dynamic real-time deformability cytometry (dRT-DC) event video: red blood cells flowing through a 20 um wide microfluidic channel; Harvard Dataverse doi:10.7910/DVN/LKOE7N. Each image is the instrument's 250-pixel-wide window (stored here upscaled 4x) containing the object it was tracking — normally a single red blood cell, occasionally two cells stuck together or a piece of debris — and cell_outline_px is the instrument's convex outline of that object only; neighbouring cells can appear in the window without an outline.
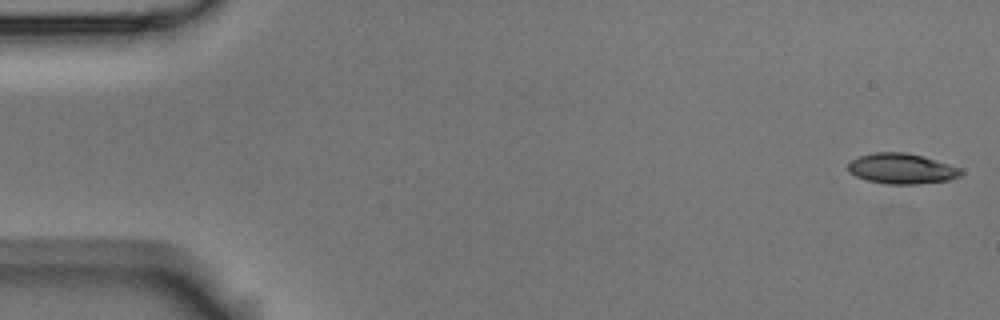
{"species": "Egyptian fruit bat (a non-hibernating species)", "species_latin": "Rousettus aegyptiacus", "temperature_condition": "room temperature", "stored_images_in_passage": 4, "camera_frame_rate_fps": 3000, "um_per_image_px": 0.085, "animal": {"sex": "male"}, "frame": {"image": 1, "passage_image": 1, "time_ms": 0.0, "image_size_px": [1000, 320], "cell_outline_px": [[964, 172], [960, 176], [948, 180], [916, 184], [888, 184], [868, 180], [856, 176], [848, 168], [848, 164], [852, 160], [860, 156], [876, 152], [904, 152], [920, 156], [948, 164], [960, 168]], "centroid_in_image_um": [76.66, 14.34], "position_along_channel_um": 8.3, "area_um2": 19.59}}
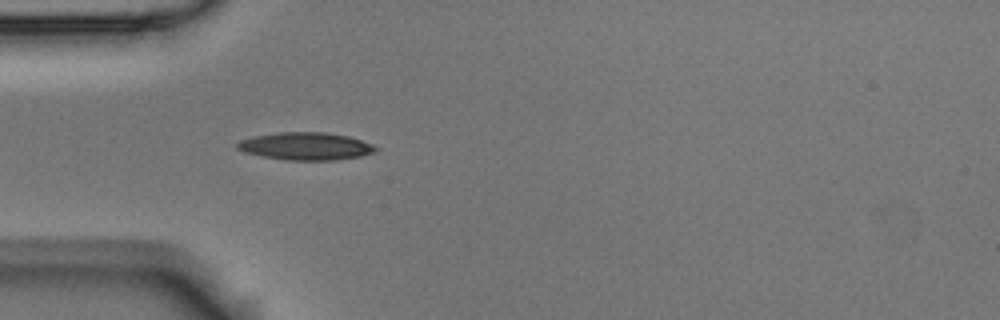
{"frame": {"image": 2, "passage_image": 4, "time_ms": 1.0, "image_size_px": [1000, 320], "cell_outline_px": [[380, 148], [376, 152], [360, 156], [336, 160], [284, 160], [244, 152], [236, 148], [236, 144], [240, 140], [256, 136], [280, 132], [328, 132], [348, 136], [372, 144]], "centroid_in_image_um": [26.02, 12.43], "position_along_channel_um": 59.0, "area_um2": 22.25}}